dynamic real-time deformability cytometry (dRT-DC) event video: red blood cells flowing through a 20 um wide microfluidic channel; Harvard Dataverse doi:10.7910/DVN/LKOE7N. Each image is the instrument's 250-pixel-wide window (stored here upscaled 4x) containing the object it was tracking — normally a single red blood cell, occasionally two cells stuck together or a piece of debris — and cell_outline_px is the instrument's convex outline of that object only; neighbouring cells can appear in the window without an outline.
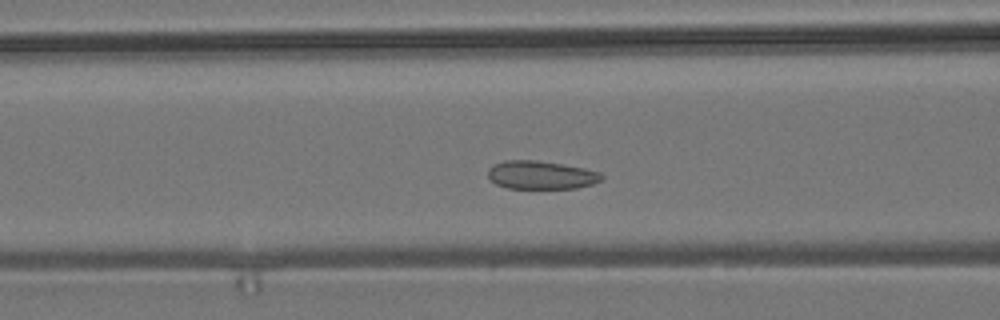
{"species": "common noctule bat (a hibernating species)", "species_latin": "Nyctalus noctula", "temperature_condition": "room temperature", "stored_images_in_passage": 49, "camera_frame_rate_fps": 3000, "um_per_image_px": 0.085, "animal": {"sex": "male", "body_mass_g": 19.2, "forearm_length_mm": 51.8}, "frame": {"image": 1, "passage_image": 16, "time_ms": 5.0, "image_size_px": [1000, 320], "cell_outline_px": [[604, 176], [600, 180], [592, 184], [576, 188], [508, 188], [496, 184], [488, 176], [488, 168], [504, 160], [536, 160], [564, 164], [584, 168], [600, 172]], "centroid_in_image_um": [46.0, 14.87], "position_along_channel_um": 120.6, "area_um2": 18.67}}
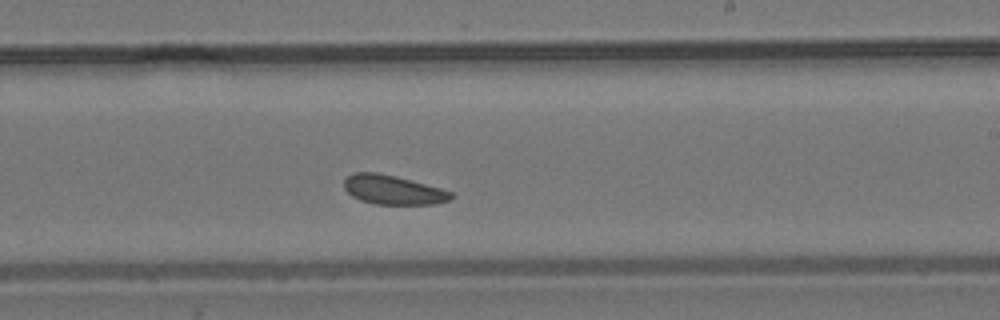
{"frame": {"image": 2, "passage_image": 27, "time_ms": 8.667, "image_size_px": [1000, 320], "cell_outline_px": [[456, 196], [448, 200], [432, 204], [376, 204], [360, 200], [352, 196], [344, 188], [344, 180], [352, 172], [376, 172], [396, 176], [440, 188], [452, 192]], "centroid_in_image_um": [33.39, 16.13], "position_along_channel_um": 255.6, "area_um2": 18.15}}
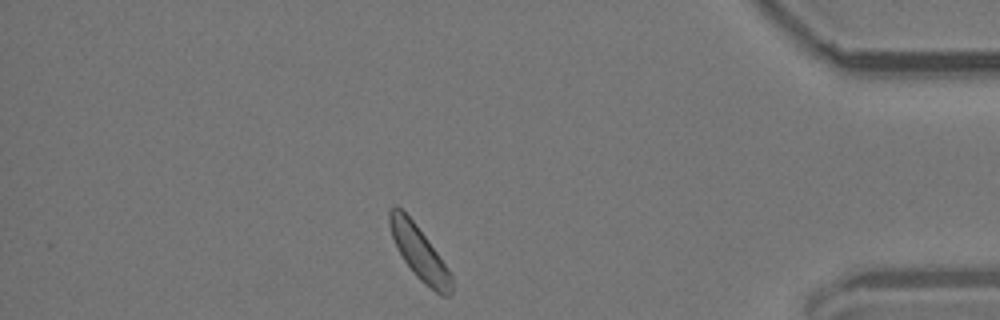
{"frame": {"image": 3, "passage_image": 42, "time_ms": 13.667, "image_size_px": [1000, 320], "cell_outline_px": [[452, 292], [448, 296], [440, 296], [424, 284], [412, 272], [404, 260], [392, 236], [388, 224], [388, 212], [392, 208], [400, 208], [412, 220], [448, 268], [452, 276]], "centroid_in_image_um": [35.65, 21.55], "position_along_channel_um": 399.5, "area_um2": 18.79}, "authors_computed_cell_mechanics": {"area_um2": 19.1896, "velocity_mm_per_s": 3.6886, "shape_relaxation_time_tau1_ms": null, "shape_relaxation_time_tau2_ms": 2.788, "deformation_change_tau1": null, "deformation_change_tau2": 0.072}}